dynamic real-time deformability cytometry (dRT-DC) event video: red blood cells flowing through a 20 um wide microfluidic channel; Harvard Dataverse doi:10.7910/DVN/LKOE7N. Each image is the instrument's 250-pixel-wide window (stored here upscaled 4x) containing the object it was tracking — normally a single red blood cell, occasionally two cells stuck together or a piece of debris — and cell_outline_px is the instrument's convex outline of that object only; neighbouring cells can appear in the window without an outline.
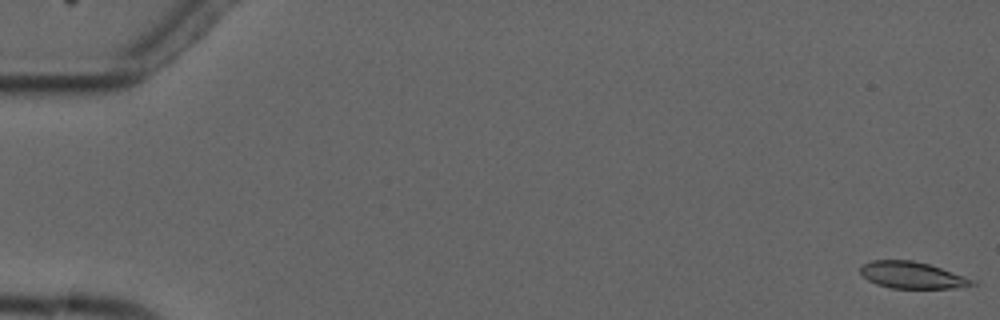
{"species": "common noctule bat (a hibernating species)", "species_latin": "Nyctalus noctula", "temperature_condition": "cold", "stored_images_in_passage": 7, "camera_frame_rate_fps": 3000, "um_per_image_px": 0.085, "animal": {"sex": "male", "forearm_length_mm": 52.5}, "frame": {"image": 1, "passage_image": 1, "time_ms": 0.0, "image_size_px": [1000, 320], "cell_outline_px": [[980, 284], [964, 288], [892, 288], [876, 284], [868, 280], [860, 272], [860, 268], [864, 264], [872, 260], [912, 260], [928, 264], [976, 280]], "centroid_in_image_um": [77.59, 23.4], "position_along_channel_um": 7.4, "area_um2": 17.46}}
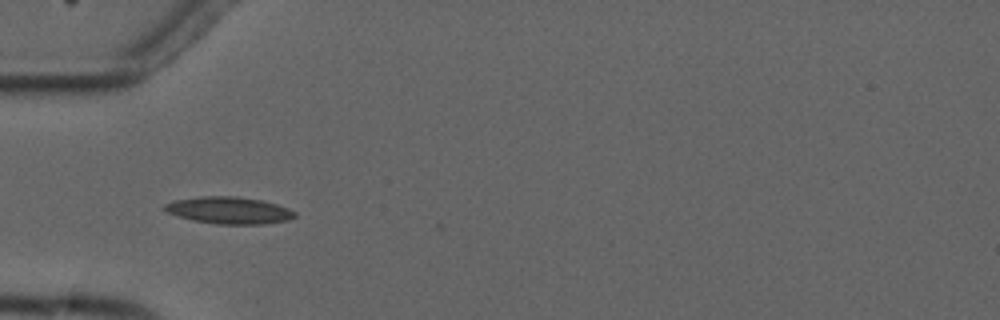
{"frame": {"image": 2, "passage_image": 6, "time_ms": 5.667, "image_size_px": [1000, 320], "cell_outline_px": [[296, 216], [288, 220], [264, 224], [220, 224], [192, 220], [168, 212], [164, 208], [164, 204], [176, 200], [200, 196], [236, 196], [260, 200], [276, 204], [288, 208], [296, 212]], "centroid_in_image_um": [19.5, 17.87], "position_along_channel_um": 65.5, "area_um2": 20.23}}
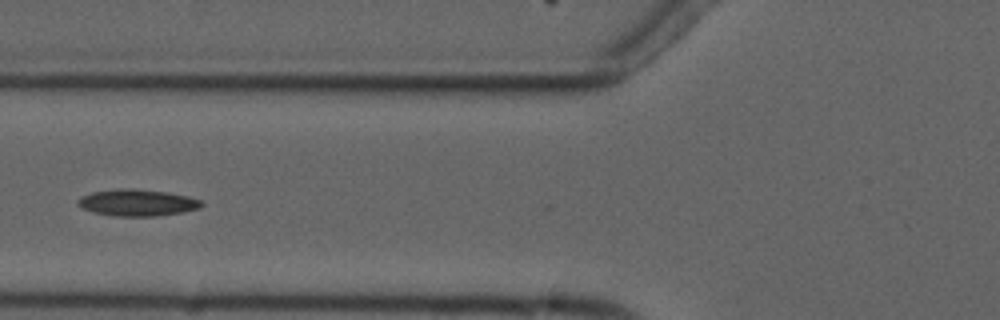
{"frame": {"image": 3, "passage_image": 7, "time_ms": 7.0, "image_size_px": [1000, 320], "cell_outline_px": [[204, 204], [200, 208], [184, 212], [156, 216], [116, 216], [92, 212], [84, 208], [80, 204], [80, 196], [92, 192], [120, 188], [132, 188], [164, 192], [188, 196], [200, 200]], "centroid_in_image_um": [11.71, 17.23], "position_along_channel_um": 114.1, "area_um2": 19.02}}